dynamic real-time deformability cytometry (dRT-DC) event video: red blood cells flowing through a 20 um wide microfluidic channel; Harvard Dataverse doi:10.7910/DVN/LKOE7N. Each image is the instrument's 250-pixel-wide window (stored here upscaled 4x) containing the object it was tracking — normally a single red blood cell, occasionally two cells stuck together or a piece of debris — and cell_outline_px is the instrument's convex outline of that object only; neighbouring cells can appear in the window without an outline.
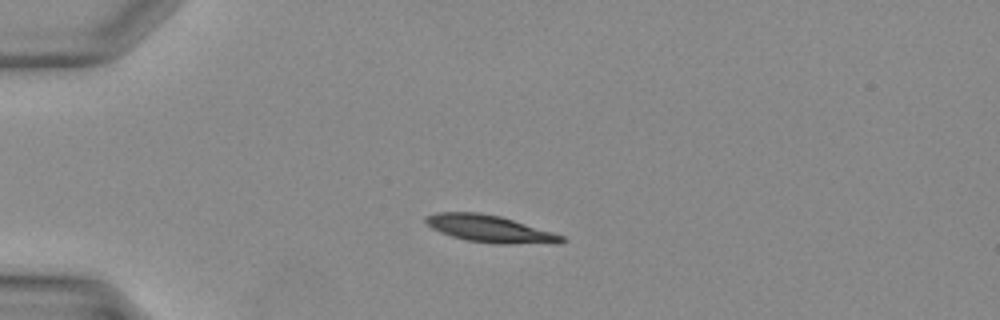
{"species": "Egyptian fruit bat (a non-hibernating species)", "species_latin": "Rousettus aegyptiacus", "temperature_condition": "warm", "stored_images_in_passage": 38, "camera_frame_rate_fps": 3000, "um_per_image_px": 0.085, "animal": {"sex": "female"}, "frame": {"image": 1, "passage_image": 10, "time_ms": 3.0, "image_size_px": [1000, 320], "cell_outline_px": [[568, 240], [560, 244], [496, 244], [468, 240], [452, 236], [440, 232], [432, 228], [424, 220], [424, 216], [436, 212], [480, 212], [500, 216], [552, 232], [564, 236]], "centroid_in_image_um": [41.67, 19.46], "position_along_channel_um": 43.3, "area_um2": 21.62}}
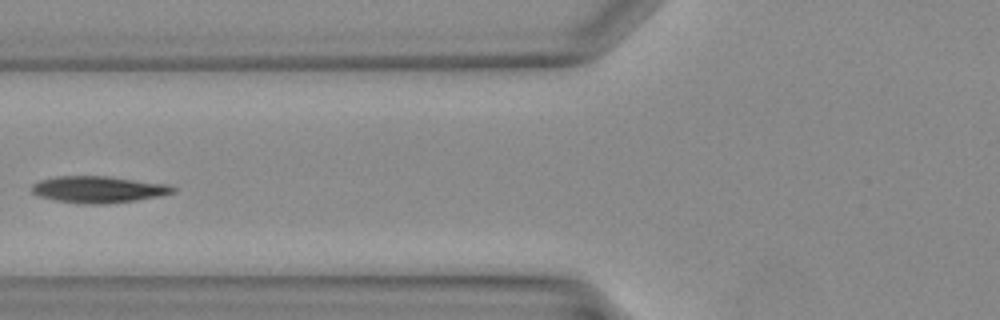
{"frame": {"image": 2, "passage_image": 16, "time_ms": 5.0, "image_size_px": [1000, 320], "cell_outline_px": [[176, 192], [160, 196], [136, 200], [104, 204], [88, 204], [56, 200], [36, 196], [32, 192], [32, 184], [40, 180], [56, 176], [108, 176], [168, 184], [176, 188]], "centroid_in_image_um": [8.37, 16.1], "position_along_channel_um": 117.4, "area_um2": 21.96}}
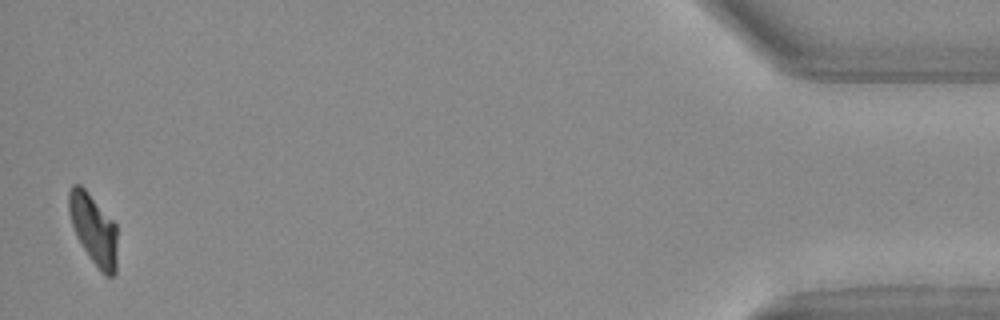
{"frame": {"image": 3, "passage_image": 38, "time_ms": 12.333, "image_size_px": [1000, 320], "cell_outline_px": [[116, 272], [112, 276], [104, 276], [100, 272], [76, 236], [68, 212], [68, 192], [72, 184], [80, 184], [84, 188], [116, 224]], "centroid_in_image_um": [7.94, 19.49], "position_along_channel_um": 427.3, "area_um2": 19.71}}